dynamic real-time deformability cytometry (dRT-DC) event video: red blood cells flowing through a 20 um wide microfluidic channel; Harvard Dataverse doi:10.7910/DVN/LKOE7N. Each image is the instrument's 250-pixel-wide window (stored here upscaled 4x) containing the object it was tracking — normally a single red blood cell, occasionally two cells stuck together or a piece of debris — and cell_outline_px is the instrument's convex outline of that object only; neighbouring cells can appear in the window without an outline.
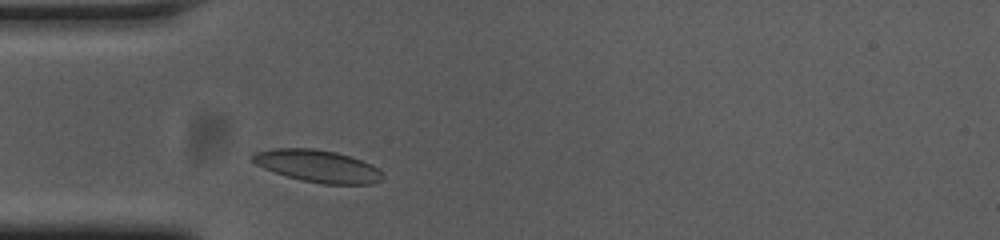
{"species": "common noctule bat (a hibernating species)", "species_latin": "Nyctalus noctula", "temperature_condition": "cold", "stored_images_in_passage": 29, "camera_frame_rate_fps": 3000, "um_per_image_px": 0.085, "animal": {"sex": "female", "body_mass_g": 23.0, "forearm_length_mm": 53.4}, "frame": {"image": 1, "passage_image": 1, "time_ms": 0.0, "image_size_px": [1000, 240], "cell_outline_px": [[384, 180], [372, 184], [324, 184], [304, 180], [288, 176], [264, 168], [248, 160], [248, 156], [256, 152], [276, 148], [312, 148], [336, 152], [360, 160], [376, 168], [384, 176]], "centroid_in_image_um": [26.97, 14.11], "position_along_channel_um": 58.0, "area_um2": 24.22}}
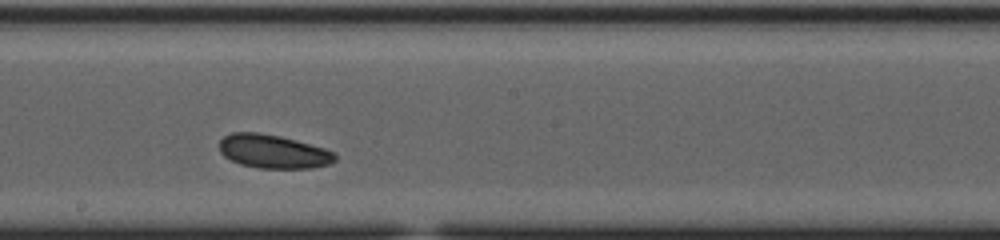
{"frame": {"image": 2, "passage_image": 15, "time_ms": 4.667, "image_size_px": [1000, 240], "cell_outline_px": [[336, 160], [328, 164], [312, 168], [260, 168], [240, 164], [224, 156], [220, 152], [220, 140], [224, 136], [232, 132], [256, 132], [280, 136], [296, 140], [324, 148], [336, 152]], "centroid_in_image_um": [23.23, 12.87], "position_along_channel_um": 225.0, "area_um2": 22.66}}
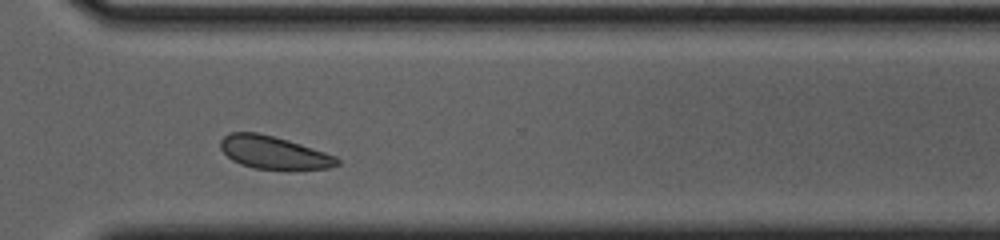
{"frame": {"image": 3, "passage_image": 25, "time_ms": 8.0, "image_size_px": [1000, 240], "cell_outline_px": [[340, 164], [328, 168], [256, 168], [240, 164], [232, 160], [220, 148], [220, 140], [224, 136], [232, 132], [256, 132], [288, 140], [336, 156], [340, 160]], "centroid_in_image_um": [23.24, 12.94], "position_along_channel_um": 347.4, "area_um2": 21.73}, "authors_computed_cell_mechanics": {"area_um2": 22.7154, "velocity_mm_per_s": 3.6605, "shape_relaxation_time_tau1_ms": 4.903, "shape_relaxation_time_tau2_ms": null, "deformation_change_tau1": 0.0589, "deformation_change_tau2": null}}